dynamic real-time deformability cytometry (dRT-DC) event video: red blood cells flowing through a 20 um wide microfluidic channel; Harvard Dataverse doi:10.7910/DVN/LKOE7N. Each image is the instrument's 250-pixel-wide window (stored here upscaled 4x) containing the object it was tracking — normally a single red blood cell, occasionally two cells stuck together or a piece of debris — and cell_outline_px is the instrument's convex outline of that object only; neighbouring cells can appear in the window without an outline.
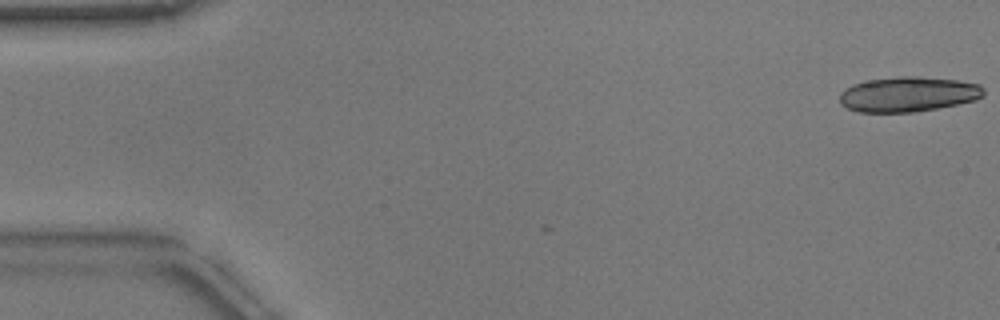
{"species": "common noctule bat (a hibernating species)", "species_latin": "Nyctalus noctula", "temperature_condition": "warm", "stored_images_in_passage": 24, "camera_frame_rate_fps": 3000, "um_per_image_px": 0.085, "animal": {"sex": "male", "body_mass_g": 17.9}, "frame": {"image": 1, "passage_image": 1, "time_ms": 0.0, "image_size_px": [1000, 320], "cell_outline_px": [[984, 96], [976, 100], [916, 112], [860, 112], [848, 108], [840, 104], [840, 92], [844, 88], [852, 84], [868, 80], [900, 76], [916, 76], [956, 80], [980, 84], [984, 88]], "centroid_in_image_um": [77.19, 8.01], "position_along_channel_um": 7.8, "area_um2": 29.48}}
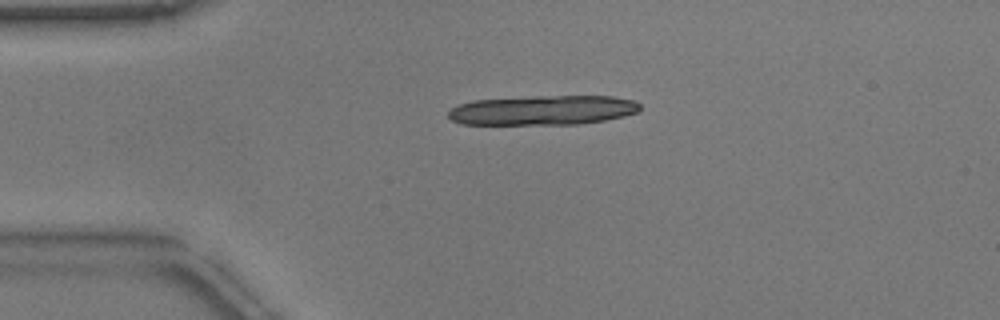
{"frame": {"image": 2, "passage_image": 12, "time_ms": 3.667, "image_size_px": [1000, 320], "cell_outline_px": [[640, 112], [624, 116], [604, 120], [580, 124], [460, 124], [452, 120], [448, 116], [448, 112], [452, 108], [460, 104], [472, 100], [536, 96], [612, 96], [632, 100], [640, 104]], "centroid_in_image_um": [46.15, 9.36], "position_along_channel_um": 38.8, "area_um2": 33.12}}